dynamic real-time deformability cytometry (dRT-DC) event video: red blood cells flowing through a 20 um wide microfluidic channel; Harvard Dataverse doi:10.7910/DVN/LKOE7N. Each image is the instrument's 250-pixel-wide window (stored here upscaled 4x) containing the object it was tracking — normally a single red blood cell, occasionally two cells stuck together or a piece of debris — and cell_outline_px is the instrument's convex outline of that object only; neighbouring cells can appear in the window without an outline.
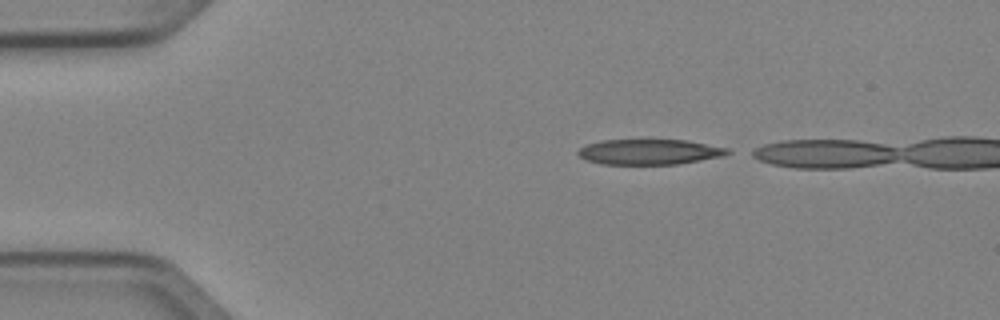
{"species": "Egyptian fruit bat (a non-hibernating species)", "species_latin": "Rousettus aegyptiacus", "temperature_condition": "cold", "stored_images_in_passage": 4, "camera_frame_rate_fps": 3000, "um_per_image_px": 0.085, "animal": {"sex": "female"}, "frame": {"image": 1, "passage_image": 1, "time_ms": 0.0, "image_size_px": [1000, 320], "cell_outline_px": [[732, 152], [724, 156], [676, 164], [600, 164], [588, 160], [580, 156], [576, 152], [580, 148], [588, 144], [600, 140], [688, 140], [728, 148]], "centroid_in_image_um": [55.22, 12.9], "position_along_channel_um": 29.8, "area_um2": 22.02}}